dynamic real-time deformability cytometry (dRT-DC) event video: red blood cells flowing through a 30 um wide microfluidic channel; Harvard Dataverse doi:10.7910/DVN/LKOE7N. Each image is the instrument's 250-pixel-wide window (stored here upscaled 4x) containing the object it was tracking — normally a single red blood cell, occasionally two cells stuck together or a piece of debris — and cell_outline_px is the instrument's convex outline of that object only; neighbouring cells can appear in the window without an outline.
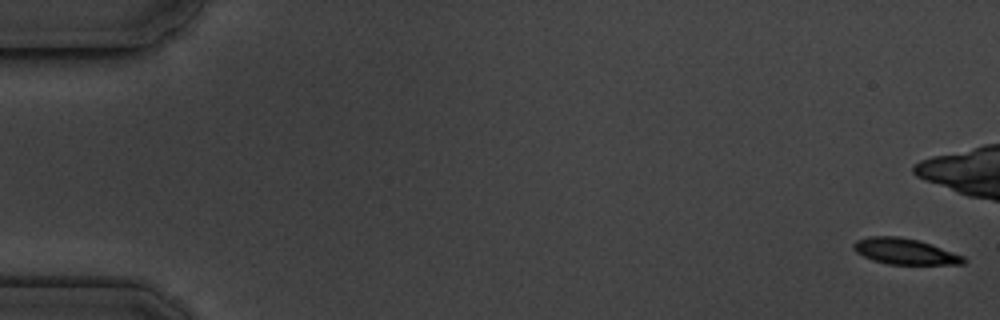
{"species": "common noctule bat (a hibernating species)", "species_latin": "Nyctalus noctula", "temperature_condition": "cold", "stored_images_in_passage": 6, "camera_frame_rate_fps": 3000, "um_per_image_px": 0.085, "animal": {"sex": "male", "body_mass_g": 19.5, "forearm_length_mm": 54.6}, "frame": {"image": 1, "passage_image": 1, "time_ms": 0.0, "image_size_px": [1000, 320], "cell_outline_px": [[968, 260], [964, 264], [888, 264], [872, 260], [856, 252], [852, 248], [852, 244], [856, 240], [868, 236], [900, 236], [916, 240], [964, 256]], "centroid_in_image_um": [76.87, 21.37], "position_along_channel_um": 8.1, "area_um2": 16.47}}